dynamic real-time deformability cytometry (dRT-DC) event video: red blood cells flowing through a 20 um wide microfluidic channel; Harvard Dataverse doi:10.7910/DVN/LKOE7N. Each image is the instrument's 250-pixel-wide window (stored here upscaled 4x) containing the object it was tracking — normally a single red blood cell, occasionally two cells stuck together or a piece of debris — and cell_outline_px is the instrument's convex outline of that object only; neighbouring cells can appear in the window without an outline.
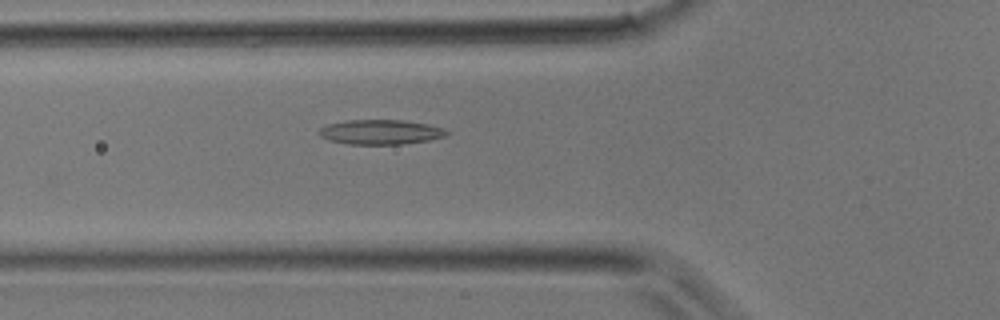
{"species": "common noctule bat (a hibernating species)", "species_latin": "Nyctalus noctula", "temperature_condition": "room temperature", "stored_images_in_passage": 15, "camera_frame_rate_fps": 3000, "um_per_image_px": 0.085, "animal": {"sex": "male", "body_mass_g": 17.9}, "frame": {"image": 1, "passage_image": 6, "time_ms": 1.667, "image_size_px": [1000, 320], "cell_outline_px": [[452, 132], [448, 136], [432, 140], [400, 144], [348, 144], [328, 140], [320, 136], [316, 132], [320, 128], [328, 124], [344, 120], [400, 120], [428, 124], [444, 128]], "centroid_in_image_um": [32.38, 11.22], "position_along_channel_um": 93.4, "area_um2": 18.67}}
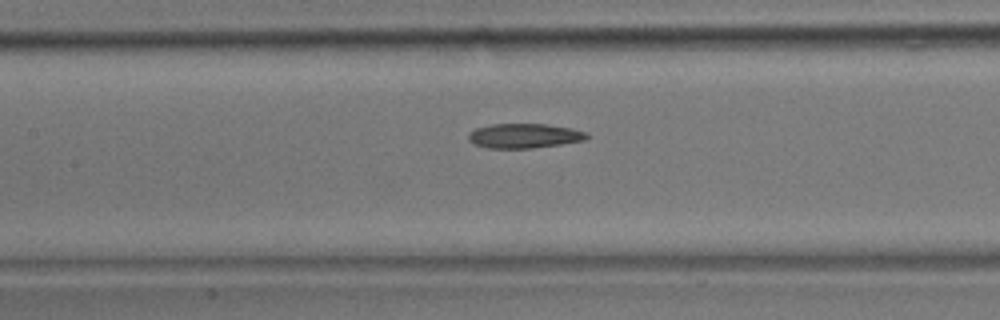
{"frame": {"image": 2, "passage_image": 10, "time_ms": 3.0, "image_size_px": [1000, 320], "cell_outline_px": [[588, 136], [584, 140], [560, 144], [532, 148], [488, 148], [472, 144], [468, 140], [468, 132], [476, 128], [492, 124], [544, 124], [572, 128], [588, 132]], "centroid_in_image_um": [44.52, 11.54], "position_along_channel_um": 162.9, "area_um2": 16.99}}
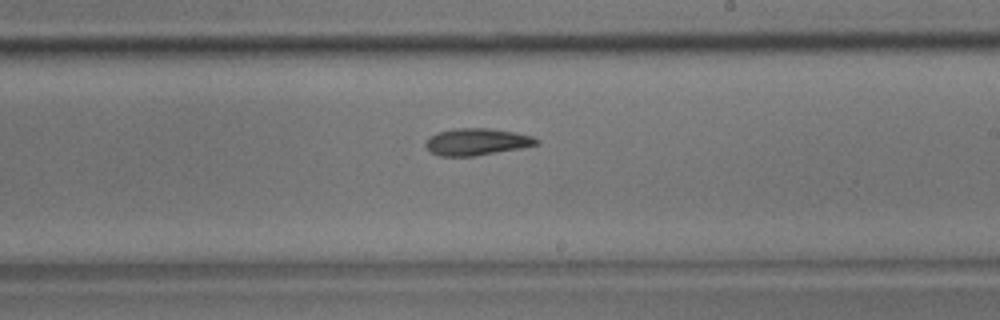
{"frame": {"image": 3, "passage_image": 15, "time_ms": 4.667, "image_size_px": [1000, 320], "cell_outline_px": [[540, 144], [520, 148], [472, 156], [440, 156], [432, 152], [424, 144], [428, 136], [436, 132], [456, 128], [488, 128], [516, 132], [532, 136], [540, 140]], "centroid_in_image_um": [40.52, 12.04], "position_along_channel_um": 248.5, "area_um2": 17.4}}